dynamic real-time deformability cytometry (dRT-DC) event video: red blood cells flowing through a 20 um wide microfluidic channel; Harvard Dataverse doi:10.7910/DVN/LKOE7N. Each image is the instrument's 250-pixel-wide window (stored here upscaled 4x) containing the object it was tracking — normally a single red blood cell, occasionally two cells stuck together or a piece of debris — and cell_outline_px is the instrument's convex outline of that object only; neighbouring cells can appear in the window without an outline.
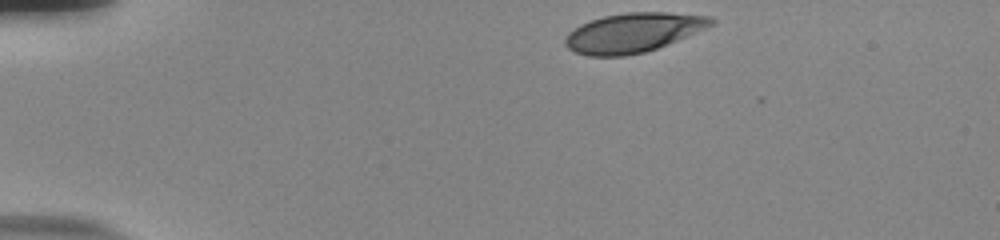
{"species": "human", "species_latin": "Homo sapiens", "temperature_condition": "room temperature", "stored_images_in_passage": 8, "camera_frame_rate_fps": 3000, "um_per_image_px": 0.085, "donor": {"sex": "male"}, "frame": {"image": 1, "passage_image": 1, "time_ms": 0.0, "image_size_px": [1000, 240], "cell_outline_px": [[716, 24], [656, 48], [644, 52], [624, 56], [588, 56], [576, 52], [568, 48], [564, 44], [564, 40], [568, 32], [580, 24], [588, 20], [604, 16], [628, 12], [668, 12], [712, 16], [716, 20]], "centroid_in_image_um": [53.81, 2.76], "position_along_channel_um": 31.2, "area_um2": 33.52}}